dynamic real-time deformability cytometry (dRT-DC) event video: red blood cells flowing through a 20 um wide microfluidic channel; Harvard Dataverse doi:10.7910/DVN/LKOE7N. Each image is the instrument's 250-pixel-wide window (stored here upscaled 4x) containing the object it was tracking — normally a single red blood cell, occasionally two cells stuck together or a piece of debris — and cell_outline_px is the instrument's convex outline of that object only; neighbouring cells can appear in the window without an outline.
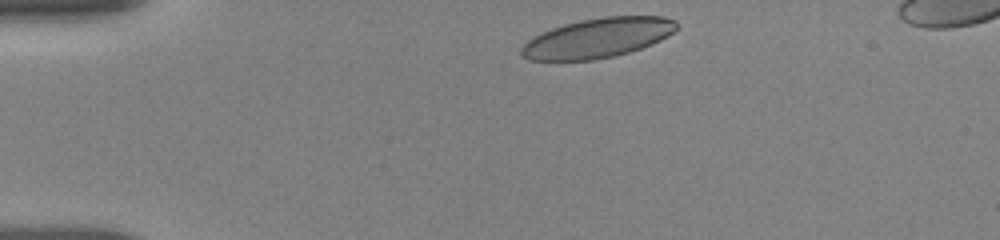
{"species": "human", "species_latin": "Homo sapiens", "temperature_condition": "room temperature", "stored_images_in_passage": 11, "camera_frame_rate_fps": 3000, "um_per_image_px": 0.085, "donor": {"sex": "female"}, "frame": {"image": 1, "passage_image": 1, "time_ms": 0.0, "image_size_px": [1000, 240], "cell_outline_px": [[676, 28], [668, 36], [652, 44], [616, 56], [592, 60], [528, 60], [520, 52], [520, 48], [532, 36], [552, 28], [564, 24], [580, 20], [604, 16], [664, 16], [676, 20]], "centroid_in_image_um": [50.8, 3.22], "position_along_channel_um": 34.2, "area_um2": 35.84}}
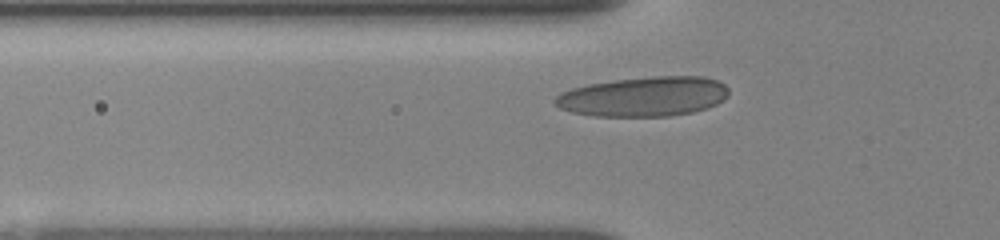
{"frame": {"image": 2, "passage_image": 8, "time_ms": 2.333, "image_size_px": [1000, 240], "cell_outline_px": [[728, 96], [724, 100], [708, 108], [692, 112], [668, 116], [592, 116], [572, 112], [560, 108], [552, 100], [560, 92], [572, 88], [588, 84], [612, 80], [652, 76], [704, 76], [716, 80], [724, 84], [728, 88]], "centroid_in_image_um": [54.72, 8.2], "position_along_channel_um": 71.1, "area_um2": 40.46}}
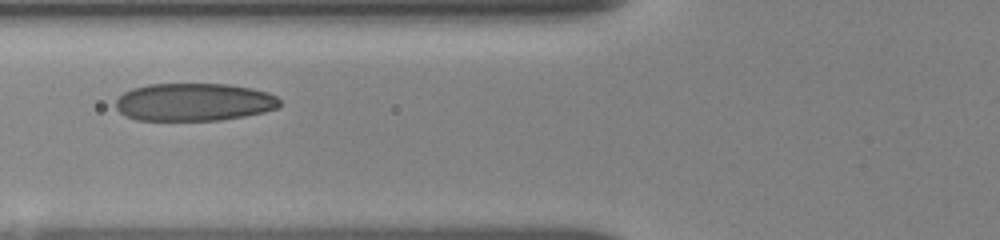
{"frame": {"image": 3, "passage_image": 10, "time_ms": 3.333, "image_size_px": [1000, 240], "cell_outline_px": [[280, 104], [276, 108], [264, 112], [244, 116], [220, 120], [136, 120], [124, 116], [116, 108], [116, 100], [124, 92], [132, 88], [148, 84], [228, 84], [252, 88], [268, 92], [276, 96], [280, 100]], "centroid_in_image_um": [16.47, 8.67], "position_along_channel_um": 109.3, "area_um2": 36.24}}